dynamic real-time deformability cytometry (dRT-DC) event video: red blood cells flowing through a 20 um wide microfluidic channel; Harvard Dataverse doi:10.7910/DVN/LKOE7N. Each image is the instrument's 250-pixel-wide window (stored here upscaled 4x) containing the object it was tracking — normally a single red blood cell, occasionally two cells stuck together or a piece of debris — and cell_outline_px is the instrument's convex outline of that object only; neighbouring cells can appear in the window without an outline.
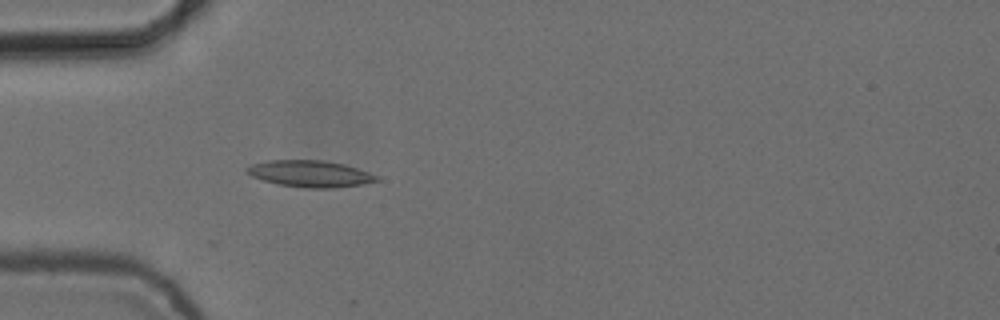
{"species": "common noctule bat (a hibernating species)", "species_latin": "Nyctalus noctula", "temperature_condition": "cold", "stored_images_in_passage": 5, "camera_frame_rate_fps": 3000, "um_per_image_px": 0.085, "animal": {"sex": "female", "body_mass_g": 24.6, "forearm_length_mm": 56.2}, "frame": {"image": 1, "passage_image": 5, "time_ms": 1.333, "image_size_px": [1000, 320], "cell_outline_px": [[380, 180], [360, 184], [332, 188], [308, 188], [276, 184], [252, 176], [244, 168], [252, 164], [268, 160], [324, 160], [344, 164], [380, 176]], "centroid_in_image_um": [26.36, 14.76], "position_along_channel_um": 58.6, "area_um2": 20.0}}